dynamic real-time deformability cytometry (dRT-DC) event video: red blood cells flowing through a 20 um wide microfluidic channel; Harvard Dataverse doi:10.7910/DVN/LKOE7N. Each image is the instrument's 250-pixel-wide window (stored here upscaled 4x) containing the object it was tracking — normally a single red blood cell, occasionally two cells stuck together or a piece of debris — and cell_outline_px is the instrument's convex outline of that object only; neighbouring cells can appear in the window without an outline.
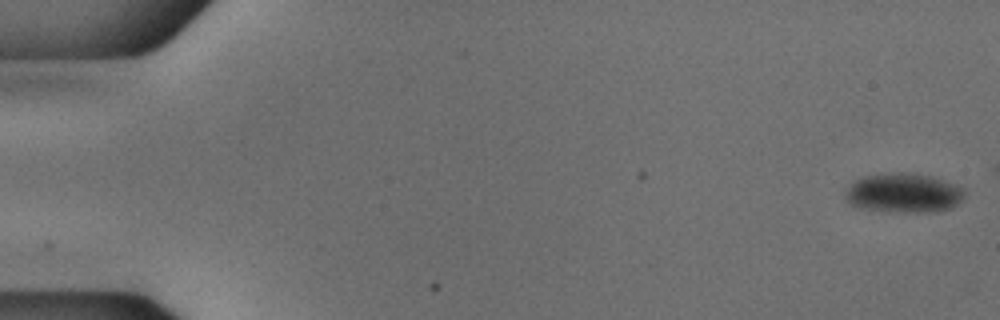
{"species": "common noctule bat (a hibernating species)", "species_latin": "Nyctalus noctula", "temperature_condition": "cold", "stored_images_in_passage": 50, "camera_frame_rate_fps": 3000, "um_per_image_px": 0.085, "animal": {"sex": "male", "body_mass_g": 18.8}, "frame": {"image": 1, "passage_image": 1, "time_ms": 0.0, "image_size_px": [1000, 320], "cell_outline_px": [[964, 200], [952, 208], [928, 212], [884, 212], [856, 208], [848, 204], [844, 200], [844, 188], [848, 184], [864, 176], [888, 172], [912, 172], [932, 176], [956, 184], [964, 188]], "centroid_in_image_um": [76.75, 16.41], "position_along_channel_um": 8.3, "area_um2": 28.44}}
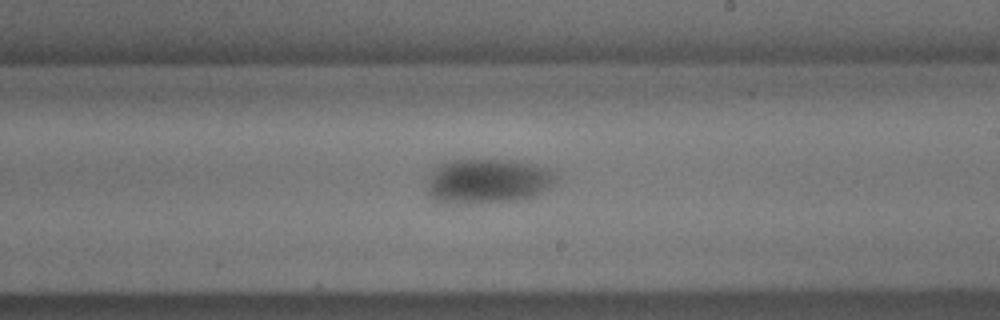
{"frame": {"image": 2, "passage_image": 32, "time_ms": 10.333, "image_size_px": [1000, 320], "cell_outline_px": [[560, 176], [556, 184], [552, 188], [536, 196], [516, 200], [464, 204], [456, 204], [436, 200], [428, 192], [428, 180], [432, 172], [440, 164], [452, 160], [512, 160], [536, 164], [548, 168]], "centroid_in_image_um": [41.57, 15.4], "position_along_channel_um": 247.4, "area_um2": 33.99}}
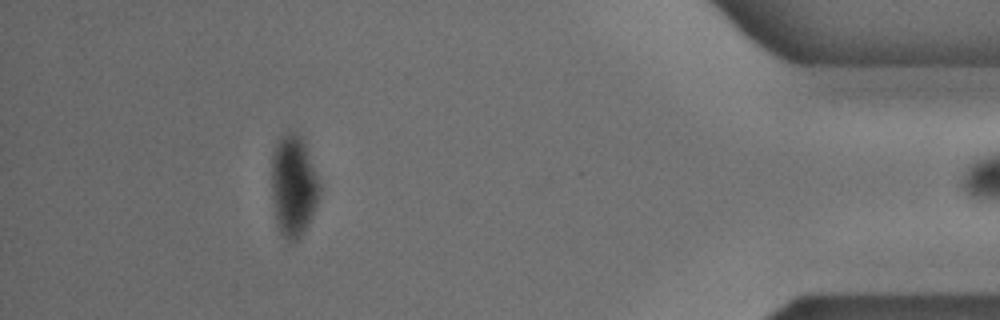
{"frame": {"image": 3, "passage_image": 49, "time_ms": 16.0, "image_size_px": [1000, 320], "cell_outline_px": [[320, 188], [316, 204], [312, 216], [304, 232], [296, 240], [288, 244], [276, 228], [272, 200], [272, 156], [276, 144], [288, 132], [296, 132], [304, 140], [320, 184]], "centroid_in_image_um": [24.93, 15.87], "position_along_channel_um": 410.3, "area_um2": 28.44}}